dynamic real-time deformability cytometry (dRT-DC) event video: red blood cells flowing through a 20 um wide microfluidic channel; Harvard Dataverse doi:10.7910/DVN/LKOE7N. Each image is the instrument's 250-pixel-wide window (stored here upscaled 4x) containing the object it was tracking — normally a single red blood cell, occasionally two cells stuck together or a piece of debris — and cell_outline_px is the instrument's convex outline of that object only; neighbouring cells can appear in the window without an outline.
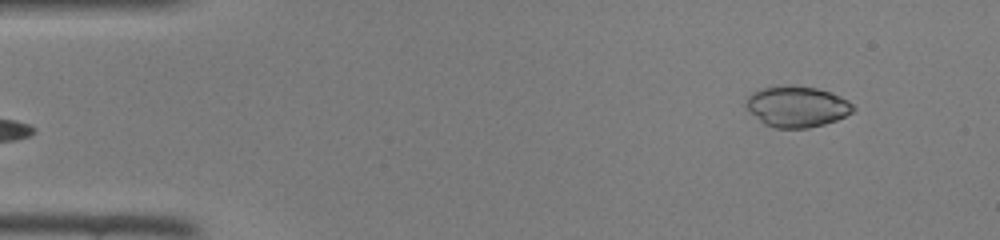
{"species": "common noctule bat (a hibernating species)", "species_latin": "Nyctalus noctula", "temperature_condition": "room temperature", "stored_images_in_passage": 42, "camera_frame_rate_fps": 3000, "um_per_image_px": 0.085, "animal": {"sex": "female", "body_mass_g": 22.0, "forearm_length_mm": 56.7}, "frame": {"image": 1, "passage_image": 1, "time_ms": 0.0, "image_size_px": [1000, 240], "cell_outline_px": [[856, 108], [852, 112], [836, 120], [824, 124], [808, 128], [776, 128], [764, 124], [744, 104], [748, 96], [752, 92], [760, 88], [788, 84], [796, 84], [816, 88], [832, 92], [848, 100]], "centroid_in_image_um": [67.75, 9.03], "position_along_channel_um": 17.3, "area_um2": 25.72}}
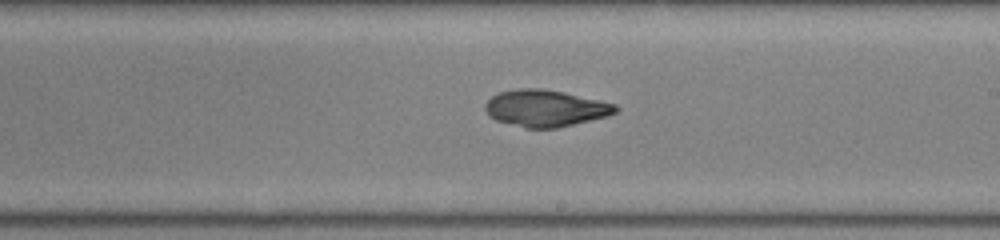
{"frame": {"image": 2, "passage_image": 23, "time_ms": 7.333, "image_size_px": [1000, 240], "cell_outline_px": [[620, 108], [616, 112], [608, 116], [556, 128], [524, 128], [496, 120], [488, 116], [484, 108], [484, 104], [492, 96], [500, 92], [520, 88], [540, 88], [564, 92], [600, 100], [616, 104]], "centroid_in_image_um": [46.36, 9.2], "position_along_channel_um": 242.6, "area_um2": 27.98}}
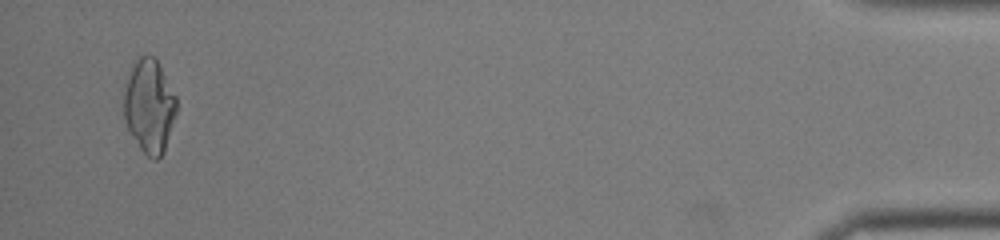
{"frame": {"image": 3, "passage_image": 41, "time_ms": 13.333, "image_size_px": [1000, 240], "cell_outline_px": [[176, 116], [164, 152], [156, 160], [152, 160], [140, 148], [128, 128], [124, 120], [124, 88], [132, 60], [140, 56], [156, 56], [176, 96]], "centroid_in_image_um": [12.69, 8.97], "position_along_channel_um": 422.5, "area_um2": 29.07}}